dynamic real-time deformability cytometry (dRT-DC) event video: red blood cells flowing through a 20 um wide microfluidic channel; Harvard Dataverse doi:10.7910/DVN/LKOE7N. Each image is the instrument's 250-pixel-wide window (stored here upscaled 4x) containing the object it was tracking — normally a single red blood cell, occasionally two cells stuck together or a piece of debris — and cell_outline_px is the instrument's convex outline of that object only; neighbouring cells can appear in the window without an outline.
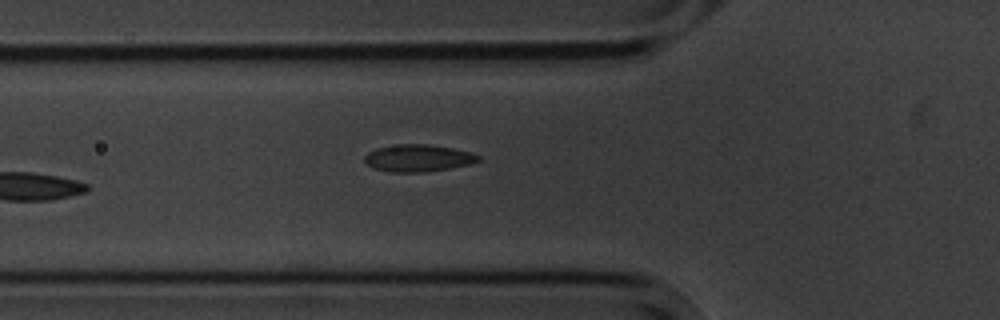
{"species": "common noctule bat (a hibernating species)", "species_latin": "Nyctalus noctula", "temperature_condition": "cold", "stored_images_in_passage": 4, "camera_frame_rate_fps": 3000, "um_per_image_px": 0.085, "animal": {"sex": "male", "body_mass_g": 20.1, "forearm_length_mm": 53.5}, "frame": {"image": 1, "passage_image": 4, "time_ms": 4.667, "image_size_px": [1000, 320], "cell_outline_px": [[480, 160], [468, 164], [448, 168], [424, 172], [392, 172], [376, 168], [368, 164], [364, 160], [364, 156], [368, 152], [376, 148], [400, 144], [428, 144], [452, 148], [472, 152], [480, 156]], "centroid_in_image_um": [35.54, 13.42], "position_along_channel_um": 90.3, "area_um2": 17.74}}